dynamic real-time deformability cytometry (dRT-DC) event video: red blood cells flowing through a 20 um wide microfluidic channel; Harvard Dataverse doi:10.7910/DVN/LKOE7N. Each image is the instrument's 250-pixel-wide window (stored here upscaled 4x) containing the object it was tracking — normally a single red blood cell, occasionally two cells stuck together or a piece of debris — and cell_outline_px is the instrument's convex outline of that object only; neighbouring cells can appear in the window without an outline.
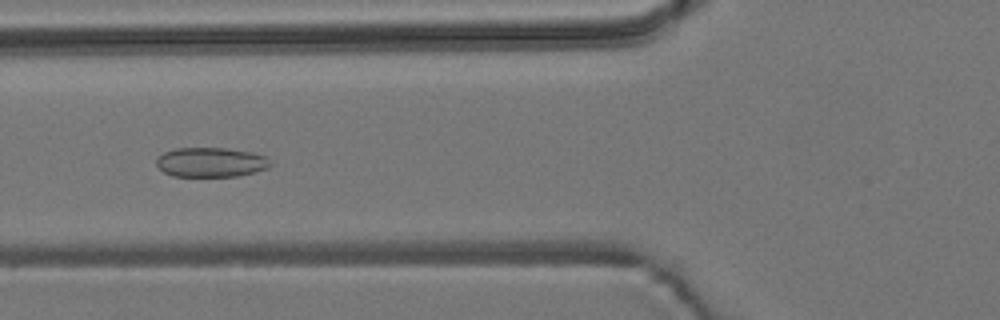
{"species": "common noctule bat (a hibernating species)", "species_latin": "Nyctalus noctula", "temperature_condition": "room temperature", "stored_images_in_passage": 54, "camera_frame_rate_fps": 3000, "um_per_image_px": 0.085, "animal": {"sex": "male", "body_mass_g": 19.2, "forearm_length_mm": 51.8}, "frame": {"image": 1, "passage_image": 20, "time_ms": 6.333, "image_size_px": [1000, 320], "cell_outline_px": [[272, 164], [268, 168], [256, 172], [236, 176], [172, 176], [164, 172], [156, 164], [156, 156], [164, 152], [176, 148], [224, 148], [252, 152], [268, 156]], "centroid_in_image_um": [17.94, 13.79], "position_along_channel_um": 107.9, "area_um2": 19.83}}
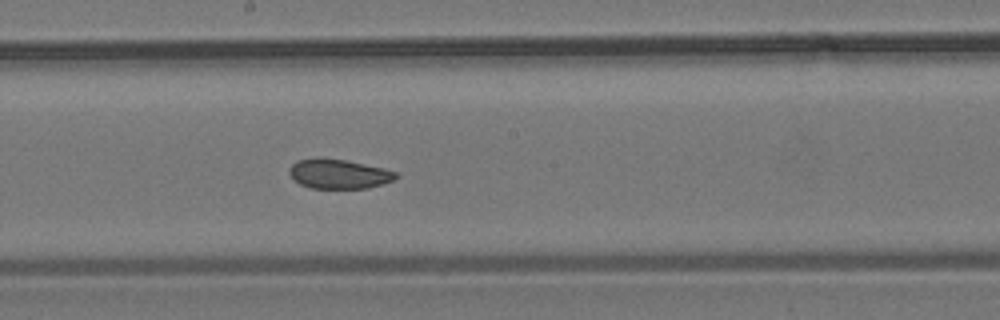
{"frame": {"image": 2, "passage_image": 29, "time_ms": 9.333, "image_size_px": [1000, 320], "cell_outline_px": [[400, 176], [392, 180], [368, 188], [312, 188], [300, 184], [288, 172], [288, 168], [292, 164], [300, 160], [316, 156], [320, 156], [344, 160], [384, 168], [396, 172]], "centroid_in_image_um": [28.77, 14.76], "position_along_channel_um": 219.4, "area_um2": 18.32}}
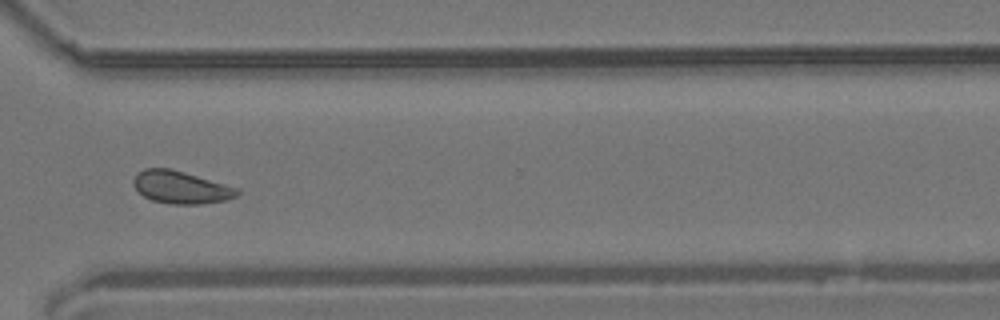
{"frame": {"image": 3, "passage_image": 40, "time_ms": 13.0, "image_size_px": [1000, 320], "cell_outline_px": [[240, 192], [236, 196], [228, 200], [200, 204], [172, 204], [152, 200], [144, 196], [132, 184], [132, 180], [136, 172], [144, 168], [168, 168], [184, 172], [240, 188]], "centroid_in_image_um": [15.38, 15.92], "position_along_channel_um": 355.2, "area_um2": 19.77}, "authors_computed_cell_mechanics": {"area_um2": 19.7676, "velocity_mm_per_s": 3.7087, "shape_relaxation_time_tau1_ms": null, "shape_relaxation_time_tau2_ms": 2.1899, "deformation_change_tau1": null, "deformation_change_tau2": 0.0594}}